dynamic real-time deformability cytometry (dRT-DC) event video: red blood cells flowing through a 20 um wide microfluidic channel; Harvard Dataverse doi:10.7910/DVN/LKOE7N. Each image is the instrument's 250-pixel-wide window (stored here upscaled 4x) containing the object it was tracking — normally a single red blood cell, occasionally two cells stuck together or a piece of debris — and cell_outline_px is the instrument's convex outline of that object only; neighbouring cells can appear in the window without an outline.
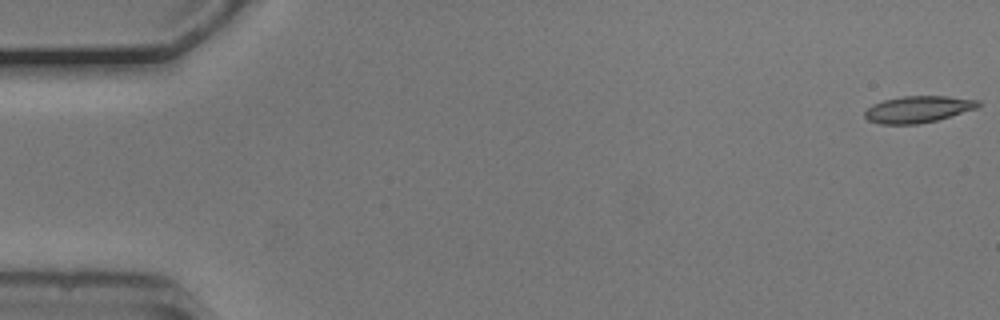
{"species": "common noctule bat (a hibernating species)", "species_latin": "Nyctalus noctula", "temperature_condition": "cold", "stored_images_in_passage": 54, "camera_frame_rate_fps": 3000, "um_per_image_px": 0.085, "animal": {"sex": "male", "body_mass_g": 20.5, "forearm_length_mm": 52.5}, "frame": {"image": 1, "passage_image": 1, "time_ms": 0.0, "image_size_px": [1000, 320], "cell_outline_px": [[980, 108], [936, 120], [916, 124], [880, 124], [868, 120], [864, 116], [864, 112], [872, 104], [884, 100], [900, 96], [948, 96], [980, 100]], "centroid_in_image_um": [78.06, 9.28], "position_along_channel_um": 6.9, "area_um2": 17.74}}
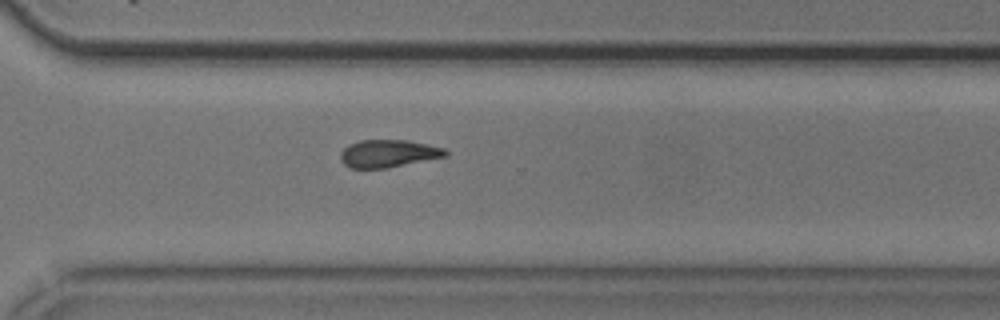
{"frame": {"image": 2, "passage_image": 39, "time_ms": 12.667, "image_size_px": [1000, 320], "cell_outline_px": [[448, 156], [388, 168], [348, 168], [340, 160], [340, 152], [348, 144], [360, 140], [408, 140], [428, 144], [444, 148], [448, 152]], "centroid_in_image_um": [33.0, 13.05], "position_along_channel_um": 337.6, "area_um2": 17.11}}
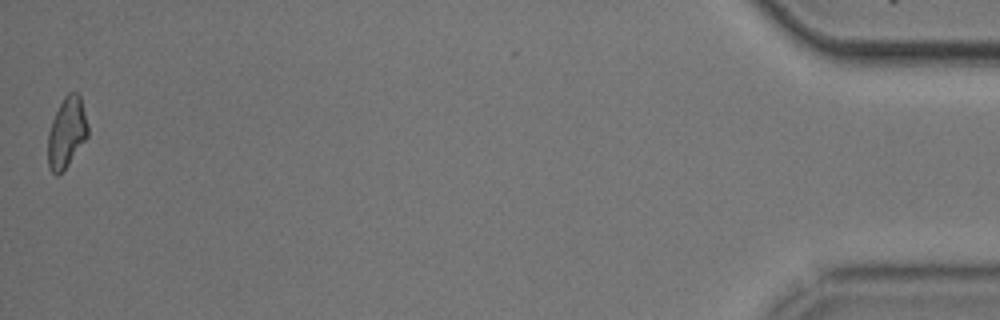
{"frame": {"image": 3, "passage_image": 54, "time_ms": 17.667, "image_size_px": [1000, 320], "cell_outline_px": [[88, 136], [68, 164], [56, 176], [48, 168], [48, 132], [52, 120], [64, 96], [68, 92], [76, 92], [80, 96], [88, 124]], "centroid_in_image_um": [5.66, 11.25], "position_along_channel_um": 429.5, "area_um2": 16.24}, "authors_computed_cell_mechanics": {"area_um2": 17.4556, "velocity_mm_per_s": 3.73, "shape_relaxation_time_tau1_ms": 4.5443, "shape_relaxation_time_tau2_ms": null, "deformation_change_tau1": 0.118, "deformation_change_tau2": null}}